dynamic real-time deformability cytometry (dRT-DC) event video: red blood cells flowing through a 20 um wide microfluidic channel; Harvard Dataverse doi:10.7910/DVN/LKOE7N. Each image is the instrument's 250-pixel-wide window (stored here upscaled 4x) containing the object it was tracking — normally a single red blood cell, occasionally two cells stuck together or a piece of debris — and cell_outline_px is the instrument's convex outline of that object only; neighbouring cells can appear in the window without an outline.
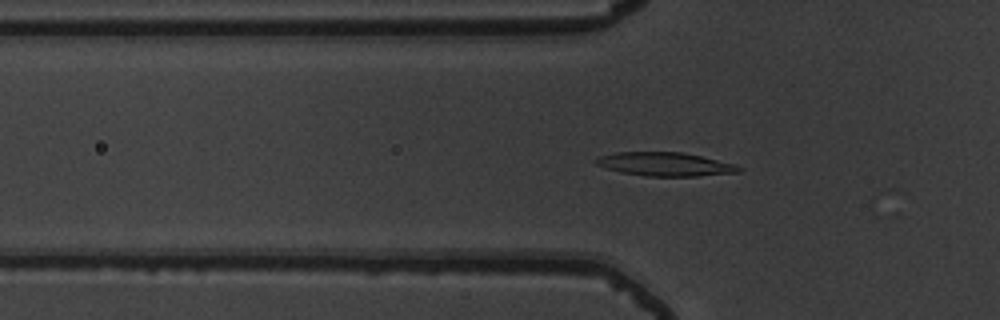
{"species": "common noctule bat (a hibernating species)", "species_latin": "Nyctalus noctula", "temperature_condition": "warm", "stored_images_in_passage": 28, "camera_frame_rate_fps": 3000, "um_per_image_px": 0.085, "animal": {"sex": "male", "body_mass_g": 19.5, "forearm_length_mm": 54.6}, "frame": {"image": 1, "passage_image": 19, "time_ms": 6.0, "image_size_px": [1000, 320], "cell_outline_px": [[744, 168], [740, 172], [700, 176], [644, 176], [620, 172], [596, 164], [592, 160], [600, 156], [616, 152], [684, 152], [732, 164]], "centroid_in_image_um": [56.51, 13.96], "position_along_channel_um": 69.3, "area_um2": 19.59}}
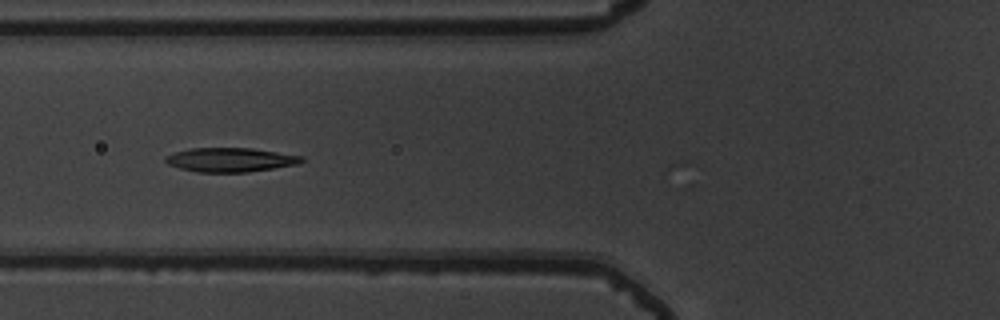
{"frame": {"image": 2, "passage_image": 22, "time_ms": 7.0, "image_size_px": [1000, 320], "cell_outline_px": [[304, 160], [296, 164], [248, 172], [200, 172], [180, 168], [168, 164], [164, 160], [164, 156], [188, 148], [252, 148], [304, 156]], "centroid_in_image_um": [19.56, 13.57], "position_along_channel_um": 106.2, "area_um2": 19.02}}
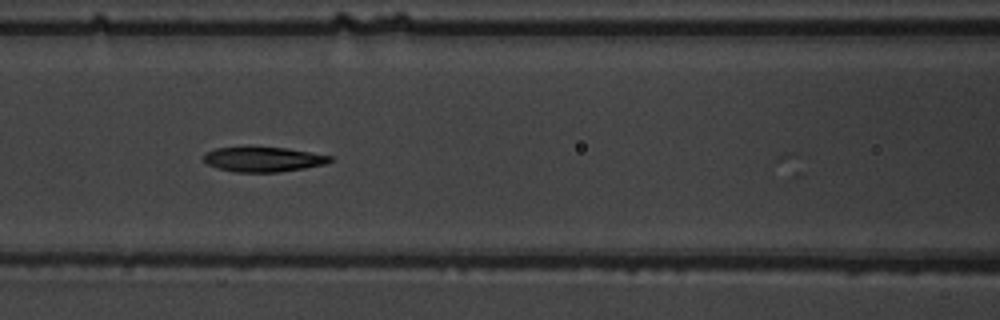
{"frame": {"image": 3, "passage_image": 25, "time_ms": 8.0, "image_size_px": [1000, 320], "cell_outline_px": [[336, 160], [324, 164], [304, 168], [276, 172], [236, 172], [216, 168], [208, 164], [204, 160], [204, 156], [208, 152], [216, 148], [288, 148], [332, 156]], "centroid_in_image_um": [22.43, 13.55], "position_along_channel_um": 144.2, "area_um2": 17.98}}